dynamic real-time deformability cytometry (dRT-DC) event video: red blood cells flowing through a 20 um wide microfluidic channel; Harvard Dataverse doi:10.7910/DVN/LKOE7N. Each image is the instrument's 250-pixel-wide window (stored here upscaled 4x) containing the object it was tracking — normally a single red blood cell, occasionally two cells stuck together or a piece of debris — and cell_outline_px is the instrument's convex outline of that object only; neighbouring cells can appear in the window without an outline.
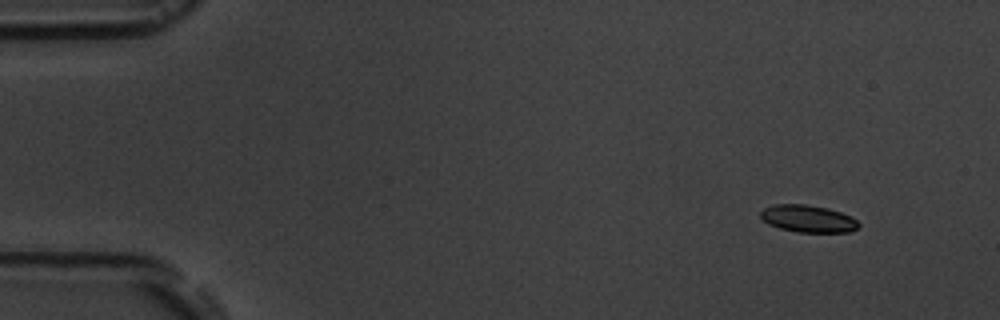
{"species": "common noctule bat (a hibernating species)", "species_latin": "Nyctalus noctula", "temperature_condition": "room temperature", "stored_images_in_passage": 12, "camera_frame_rate_fps": 3000, "um_per_image_px": 0.085, "animal": {"sex": "male", "body_mass_g": 19.5, "forearm_length_mm": 54.6}, "frame": {"image": 1, "passage_image": 1, "time_ms": 0.0, "image_size_px": [1000, 320], "cell_outline_px": [[860, 224], [856, 228], [848, 232], [796, 232], [780, 228], [768, 224], [760, 216], [760, 212], [764, 208], [772, 204], [804, 204], [828, 208], [852, 216]], "centroid_in_image_um": [68.67, 18.58], "position_along_channel_um": 16.3, "area_um2": 15.55}}
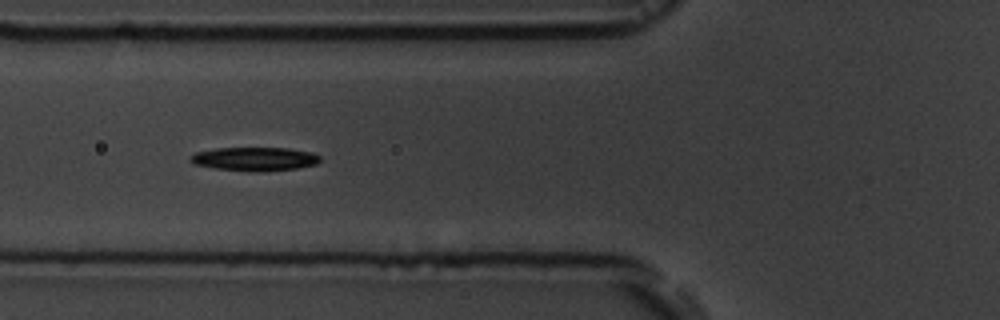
{"frame": {"image": 2, "passage_image": 5, "time_ms": 5.333, "image_size_px": [1000, 320], "cell_outline_px": [[320, 160], [316, 164], [296, 168], [260, 172], [216, 168], [196, 164], [188, 160], [196, 152], [216, 148], [288, 148], [312, 152], [320, 156]], "centroid_in_image_um": [21.68, 13.5], "position_along_channel_um": 104.1, "area_um2": 17.69}}
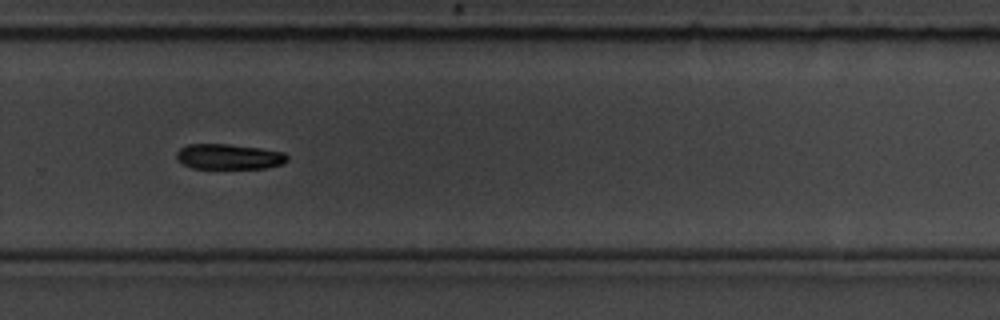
{"frame": {"image": 3, "passage_image": 10, "time_ms": 11.0, "image_size_px": [1000, 320], "cell_outline_px": [[288, 160], [284, 164], [264, 168], [192, 168], [176, 160], [176, 152], [180, 148], [188, 144], [228, 144], [260, 148], [284, 152], [288, 156]], "centroid_in_image_um": [19.46, 13.31], "position_along_channel_um": 310.3, "area_um2": 16.42}, "authors_computed_cell_mechanics": {"area_um2": 16.762, "velocity_mm_per_s": 3.6456, "shape_relaxation_time_tau1_ms": 0.7468, "shape_relaxation_time_tau2_ms": null, "deformation_change_tau1": 0.0629, "deformation_change_tau2": null}}